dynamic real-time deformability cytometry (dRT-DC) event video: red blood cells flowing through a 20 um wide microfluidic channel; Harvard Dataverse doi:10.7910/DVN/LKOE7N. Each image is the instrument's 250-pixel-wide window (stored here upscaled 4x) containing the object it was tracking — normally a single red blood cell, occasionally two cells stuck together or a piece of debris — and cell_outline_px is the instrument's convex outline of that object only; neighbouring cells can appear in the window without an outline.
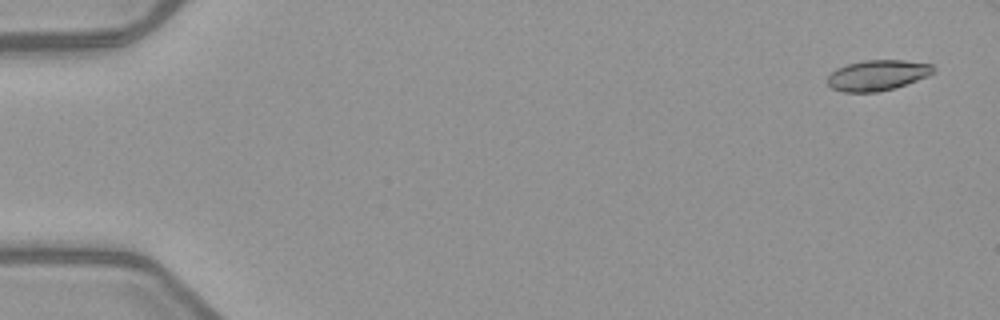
{"species": "common noctule bat (a hibernating species)", "species_latin": "Nyctalus noctula", "temperature_condition": "warm", "stored_images_in_passage": 6, "camera_frame_rate_fps": 3000, "um_per_image_px": 0.085, "animal": {"sex": "female", "body_mass_g": 21.9}, "frame": {"image": 1, "passage_image": 1, "time_ms": 0.0, "image_size_px": [1000, 320], "cell_outline_px": [[936, 72], [928, 76], [892, 88], [876, 92], [844, 92], [832, 88], [828, 84], [828, 76], [836, 68], [848, 64], [864, 60], [904, 60], [932, 64], [936, 68]], "centroid_in_image_um": [74.6, 6.38], "position_along_channel_um": 10.4, "area_um2": 18.73}}
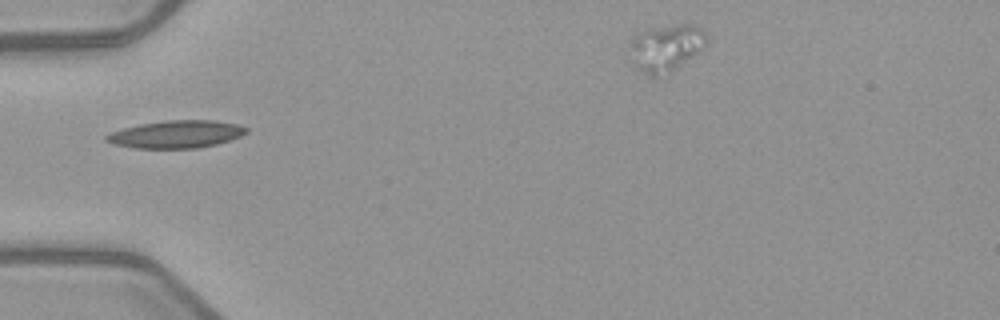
{"frame": {"image": 2, "passage_image": 5, "time_ms": 5.333, "image_size_px": [1000, 320], "cell_outline_px": [[248, 132], [240, 136], [216, 144], [196, 148], [136, 148], [112, 144], [104, 140], [104, 136], [112, 132], [124, 128], [140, 124], [164, 120], [216, 120], [236, 124], [248, 128]], "centroid_in_image_um": [14.96, 11.4], "position_along_channel_um": 70.0, "area_um2": 22.43}}
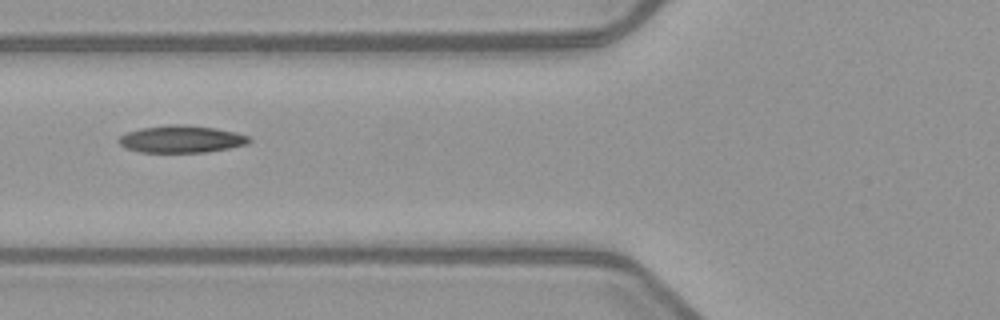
{"frame": {"image": 3, "passage_image": 6, "time_ms": 6.333, "image_size_px": [1000, 320], "cell_outline_px": [[252, 140], [248, 144], [208, 152], [140, 152], [124, 148], [116, 140], [120, 136], [128, 132], [140, 128], [168, 124], [184, 124], [216, 128], [236, 132], [248, 136]], "centroid_in_image_um": [15.4, 11.82], "position_along_channel_um": 110.4, "area_um2": 20.87}}